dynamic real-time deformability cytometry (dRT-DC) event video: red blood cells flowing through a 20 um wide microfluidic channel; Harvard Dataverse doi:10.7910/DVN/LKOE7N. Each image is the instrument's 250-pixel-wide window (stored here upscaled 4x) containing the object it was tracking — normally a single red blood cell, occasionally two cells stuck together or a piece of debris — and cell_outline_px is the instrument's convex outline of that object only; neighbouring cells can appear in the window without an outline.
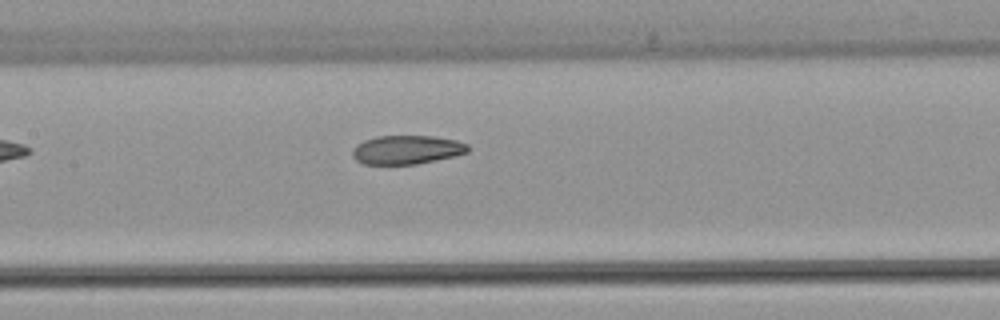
{"species": "common noctule bat (a hibernating species)", "species_latin": "Nyctalus noctula", "temperature_condition": "warm", "stored_images_in_passage": 5, "camera_frame_rate_fps": 3000, "um_per_image_px": 0.085, "animal": {"sex": "female", "body_mass_g": 22.7, "forearm_length_mm": 54.2}, "frame": {"image": 1, "passage_image": 5, "time_ms": 4.667, "image_size_px": [1000, 320], "cell_outline_px": [[468, 152], [456, 156], [416, 164], [364, 164], [356, 160], [352, 156], [352, 148], [356, 144], [364, 140], [376, 136], [432, 136], [456, 140], [468, 144]], "centroid_in_image_um": [34.56, 12.73], "position_along_channel_um": 172.8, "area_um2": 19.48}}